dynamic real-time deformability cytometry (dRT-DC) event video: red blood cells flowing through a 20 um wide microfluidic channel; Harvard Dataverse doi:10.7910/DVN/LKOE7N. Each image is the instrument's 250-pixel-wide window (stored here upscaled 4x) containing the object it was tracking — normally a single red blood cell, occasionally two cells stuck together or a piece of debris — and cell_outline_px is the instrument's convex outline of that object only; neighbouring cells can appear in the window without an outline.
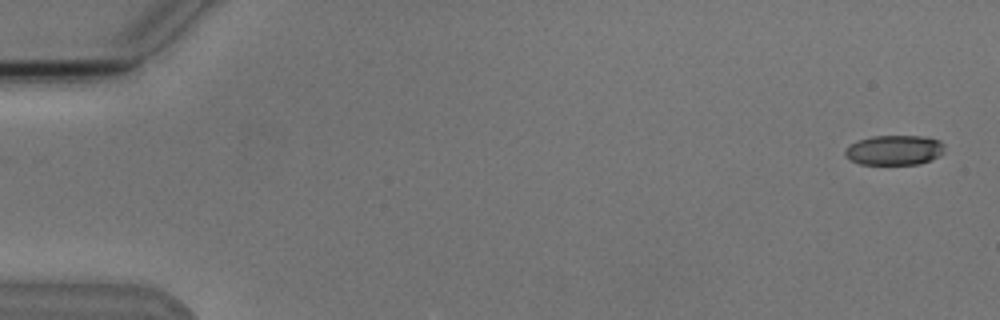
{"species": "Egyptian fruit bat (a non-hibernating species)", "species_latin": "Rousettus aegyptiacus", "temperature_condition": "cold", "stored_images_in_passage": 5, "camera_frame_rate_fps": 3000, "um_per_image_px": 0.085, "animal": {"sex": "male"}, "frame": {"image": 1, "passage_image": 1, "time_ms": 0.0, "image_size_px": [1000, 320], "cell_outline_px": [[944, 152], [940, 156], [932, 160], [920, 164], [860, 164], [844, 156], [844, 152], [848, 144], [872, 136], [924, 136], [940, 140], [944, 144]], "centroid_in_image_um": [76.05, 12.76], "position_along_channel_um": 9.0, "area_um2": 17.51}}
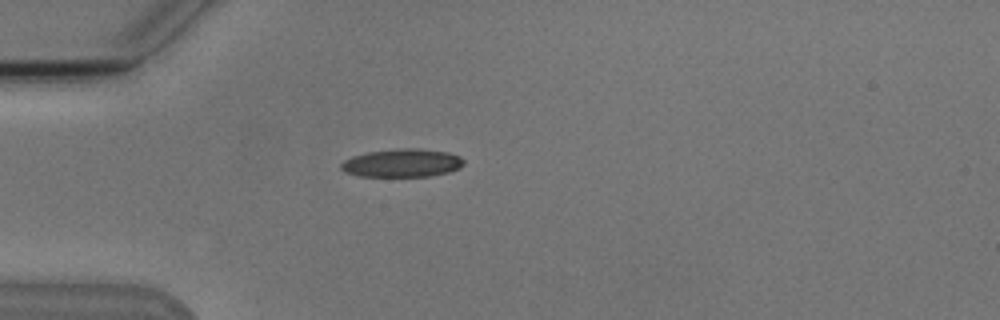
{"frame": {"image": 2, "passage_image": 5, "time_ms": 4.667, "image_size_px": [1000, 320], "cell_outline_px": [[464, 164], [460, 168], [448, 172], [428, 176], [360, 176], [344, 172], [340, 168], [340, 164], [344, 160], [352, 156], [368, 152], [396, 148], [420, 148], [448, 152], [460, 156], [464, 160]], "centroid_in_image_um": [34.18, 13.84], "position_along_channel_um": 50.8, "area_um2": 20.29}}